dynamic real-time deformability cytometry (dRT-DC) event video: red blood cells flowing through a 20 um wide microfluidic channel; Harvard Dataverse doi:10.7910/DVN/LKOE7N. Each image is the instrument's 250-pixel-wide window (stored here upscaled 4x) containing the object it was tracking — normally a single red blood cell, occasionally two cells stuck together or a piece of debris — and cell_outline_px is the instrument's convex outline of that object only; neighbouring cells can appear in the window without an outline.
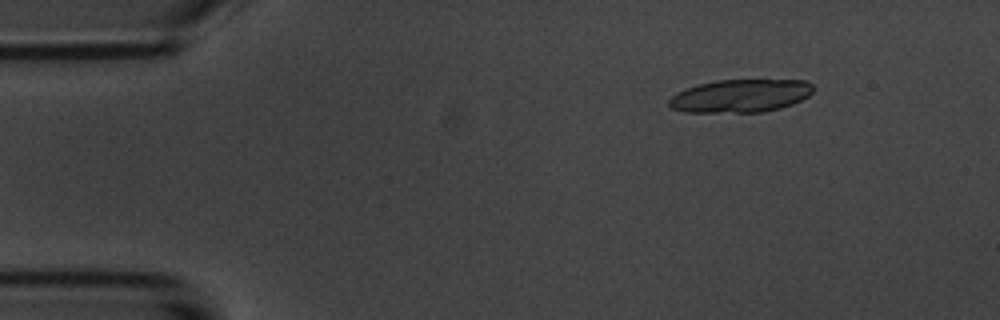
{"species": "common noctule bat (a hibernating species)", "species_latin": "Nyctalus noctula", "temperature_condition": "room temperature", "stored_images_in_passage": 6, "camera_frame_rate_fps": 3000, "um_per_image_px": 0.085, "animal": {"sex": "male", "body_mass_g": 20.1, "forearm_length_mm": 53.5}, "frame": {"image": 1, "passage_image": 2, "time_ms": 1.333, "image_size_px": [1000, 320], "cell_outline_px": [[812, 92], [808, 96], [792, 104], [780, 108], [764, 112], [684, 112], [672, 108], [668, 104], [668, 100], [672, 96], [688, 88], [700, 84], [716, 80], [804, 80], [812, 84]], "centroid_in_image_um": [62.95, 8.15], "position_along_channel_um": 22.1, "area_um2": 27.51}}